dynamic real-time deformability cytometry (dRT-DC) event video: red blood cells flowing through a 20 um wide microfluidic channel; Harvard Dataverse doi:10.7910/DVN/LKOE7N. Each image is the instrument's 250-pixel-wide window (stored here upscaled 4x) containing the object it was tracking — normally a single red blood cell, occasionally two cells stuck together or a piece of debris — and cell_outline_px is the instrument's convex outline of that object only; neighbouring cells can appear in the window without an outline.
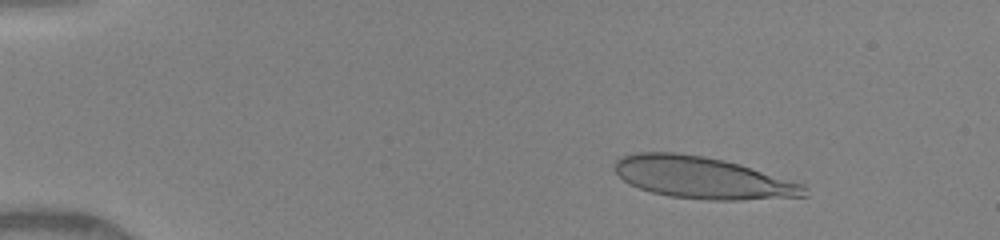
{"species": "human", "species_latin": "Homo sapiens", "temperature_condition": "warm", "stored_images_in_passage": 7, "camera_frame_rate_fps": 3000, "um_per_image_px": 0.085, "donor": {"sex": "female"}, "frame": {"image": 1, "passage_image": 4, "time_ms": 1.667, "image_size_px": [1000, 240], "cell_outline_px": [[808, 196], [740, 200], [712, 200], [672, 196], [652, 192], [628, 184], [616, 172], [616, 160], [624, 156], [636, 152], [676, 152], [704, 156], [724, 160], [740, 164], [804, 184], [808, 188]], "centroid_in_image_um": [59.76, 15.1], "position_along_channel_um": 25.2, "area_um2": 46.07}}